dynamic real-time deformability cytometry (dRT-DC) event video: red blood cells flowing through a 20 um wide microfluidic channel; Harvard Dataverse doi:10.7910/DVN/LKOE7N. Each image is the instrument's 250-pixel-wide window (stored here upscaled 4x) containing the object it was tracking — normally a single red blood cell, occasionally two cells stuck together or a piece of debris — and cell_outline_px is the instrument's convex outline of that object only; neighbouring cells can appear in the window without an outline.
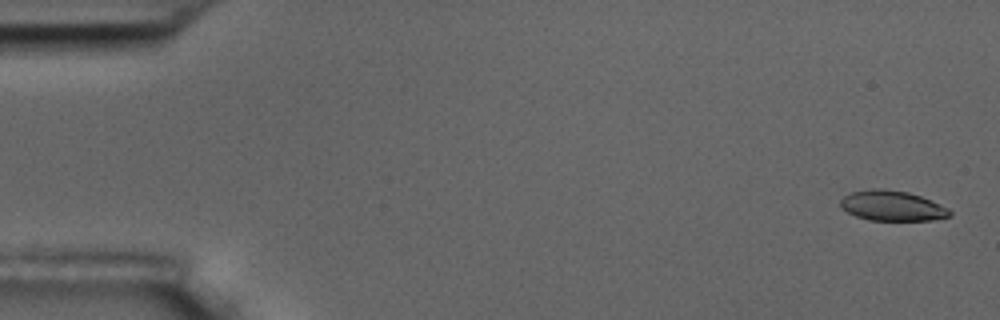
{"species": "common noctule bat (a hibernating species)", "species_latin": "Nyctalus noctula", "temperature_condition": "room temperature", "stored_images_in_passage": 56, "camera_frame_rate_fps": 3000, "um_per_image_px": 0.085, "animal": {"sex": "male", "body_mass_g": 17.5, "forearm_length_mm": 52.3}, "frame": {"image": 1, "passage_image": 2, "time_ms": 0.333, "image_size_px": [1000, 320], "cell_outline_px": [[952, 212], [948, 216], [932, 220], [868, 220], [856, 216], [848, 212], [840, 204], [840, 200], [844, 196], [852, 192], [872, 188], [880, 188], [908, 192], [920, 196], [948, 208]], "centroid_in_image_um": [75.81, 17.49], "position_along_channel_um": 9.2, "area_um2": 18.96}}
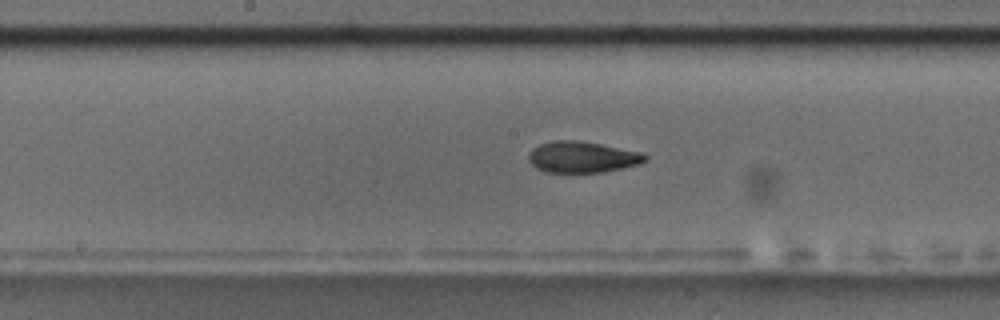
{"frame": {"image": 2, "passage_image": 29, "time_ms": 9.333, "image_size_px": [1000, 320], "cell_outline_px": [[648, 156], [640, 164], [604, 172], [544, 172], [536, 168], [528, 160], [528, 152], [532, 148], [540, 144], [552, 140], [572, 140], [600, 144], [640, 152]], "centroid_in_image_um": [49.44, 13.35], "position_along_channel_um": 198.8, "area_um2": 21.1}}
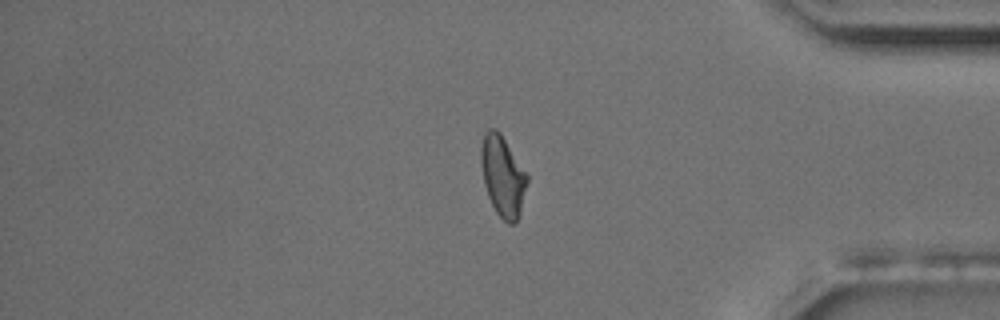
{"frame": {"image": 3, "passage_image": 47, "time_ms": 15.333, "image_size_px": [1000, 320], "cell_outline_px": [[528, 180], [520, 216], [512, 224], [508, 224], [496, 212], [488, 196], [484, 184], [480, 164], [480, 148], [484, 132], [488, 128], [496, 128], [500, 132], [528, 176]], "centroid_in_image_um": [42.71, 14.95], "position_along_channel_um": 392.5, "area_um2": 21.73}, "authors_computed_cell_mechanics": {"area_um2": 21.0392, "velocity_mm_per_s": 3.632, "shape_relaxation_time_tau1_ms": 5.8672, "shape_relaxation_time_tau2_ms": 2.17, "deformation_change_tau1": 0.1697, "deformation_change_tau2": 0.0819}}